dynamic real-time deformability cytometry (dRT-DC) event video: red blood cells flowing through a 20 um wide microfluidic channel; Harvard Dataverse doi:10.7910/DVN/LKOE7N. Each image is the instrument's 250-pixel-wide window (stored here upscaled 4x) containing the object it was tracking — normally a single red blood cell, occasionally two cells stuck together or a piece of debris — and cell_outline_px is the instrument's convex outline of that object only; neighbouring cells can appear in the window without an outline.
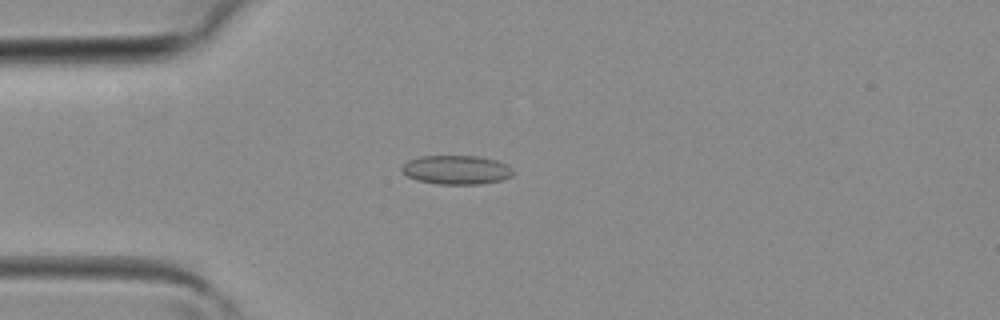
{"species": "common noctule bat (a hibernating species)", "species_latin": "Nyctalus noctula", "temperature_condition": "room temperature", "stored_images_in_passage": 39, "camera_frame_rate_fps": 3000, "um_per_image_px": 0.085, "animal": {"sex": "female", "body_mass_g": 19.3, "forearm_length_mm": 54.1}, "frame": {"image": 1, "passage_image": 10, "time_ms": 3.0, "image_size_px": [1000, 320], "cell_outline_px": [[512, 176], [500, 180], [480, 184], [440, 184], [420, 180], [408, 176], [400, 168], [408, 160], [420, 156], [476, 156], [496, 160], [508, 164], [512, 168]], "centroid_in_image_um": [38.82, 14.43], "position_along_channel_um": 46.2, "area_um2": 18.61}}
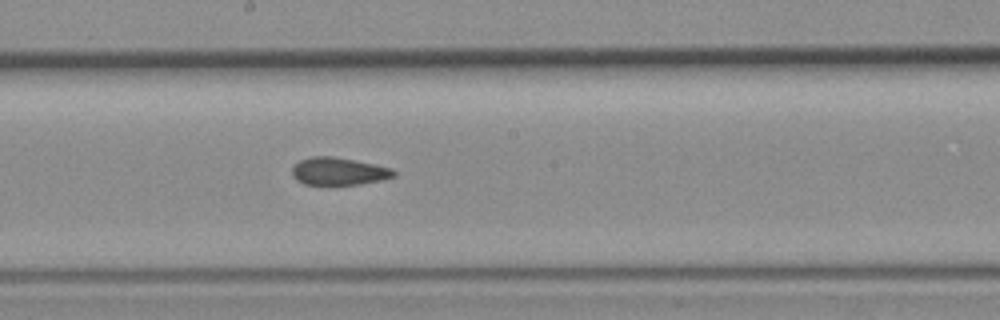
{"frame": {"image": 2, "passage_image": 21, "time_ms": 6.667, "image_size_px": [1000, 320], "cell_outline_px": [[396, 176], [380, 180], [360, 184], [304, 184], [296, 180], [292, 172], [292, 168], [300, 160], [312, 156], [332, 156], [376, 164], [392, 168], [396, 172]], "centroid_in_image_um": [28.81, 14.55], "position_along_channel_um": 219.4, "area_um2": 16.24}}
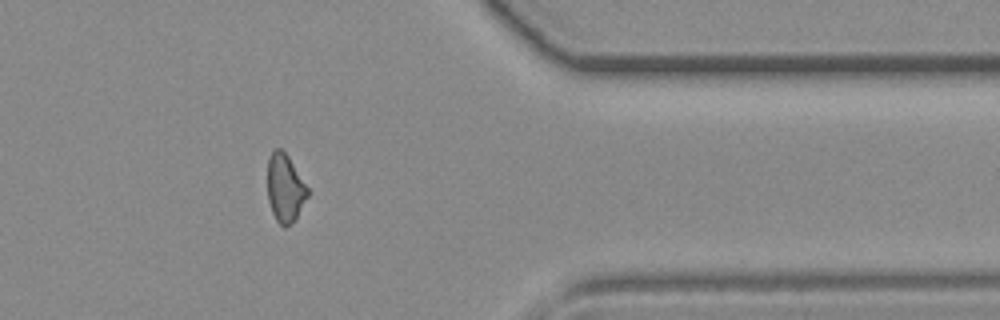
{"frame": {"image": 3, "passage_image": 32, "time_ms": 10.333, "image_size_px": [1000, 320], "cell_outline_px": [[308, 196], [296, 216], [284, 228], [276, 220], [272, 212], [268, 200], [268, 160], [272, 152], [276, 148], [280, 148], [288, 156], [308, 188]], "centroid_in_image_um": [24.21, 15.97], "position_along_channel_um": 387.2, "area_um2": 15.49}}